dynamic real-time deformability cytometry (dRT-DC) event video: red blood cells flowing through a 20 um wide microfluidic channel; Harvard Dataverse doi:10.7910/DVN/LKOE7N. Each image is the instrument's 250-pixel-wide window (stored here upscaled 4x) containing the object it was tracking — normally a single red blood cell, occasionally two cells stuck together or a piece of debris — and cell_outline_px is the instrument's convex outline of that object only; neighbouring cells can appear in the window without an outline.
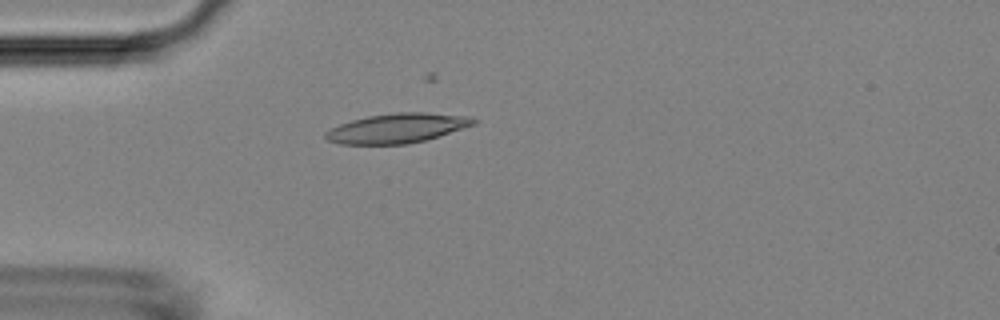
{"species": "Egyptian fruit bat (a non-hibernating species)", "species_latin": "Rousettus aegyptiacus", "temperature_condition": "room temperature", "stored_images_in_passage": 3, "camera_frame_rate_fps": 3000, "um_per_image_px": 0.085, "animal": {"sex": "female"}, "frame": {"image": 1, "passage_image": 3, "time_ms": 2.333, "image_size_px": [1000, 320], "cell_outline_px": [[480, 120], [476, 124], [424, 140], [404, 144], [340, 144], [328, 140], [324, 136], [324, 132], [328, 128], [352, 120], [368, 116], [396, 112], [428, 112], [468, 116]], "centroid_in_image_um": [33.75, 10.88], "position_along_channel_um": 51.3, "area_um2": 25.49}}